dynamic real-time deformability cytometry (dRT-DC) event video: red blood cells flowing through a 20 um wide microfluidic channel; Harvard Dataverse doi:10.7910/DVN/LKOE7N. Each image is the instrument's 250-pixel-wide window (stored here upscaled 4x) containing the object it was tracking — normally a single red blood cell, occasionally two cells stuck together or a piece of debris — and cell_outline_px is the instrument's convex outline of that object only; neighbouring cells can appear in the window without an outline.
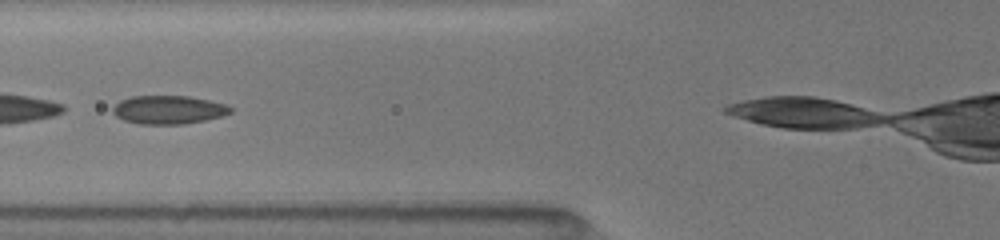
{"species": "common noctule bat (a hibernating species)", "species_latin": "Nyctalus noctula", "temperature_condition": "room temperature", "stored_images_in_passage": 20, "camera_frame_rate_fps": 3000, "um_per_image_px": 0.085, "animal": {"sex": "female", "body_mass_g": 19.5, "forearm_length_mm": 54.1}, "frame": {"image": 1, "passage_image": 12, "time_ms": 2.0, "image_size_px": [1000, 240], "cell_outline_px": [[232, 112], [220, 116], [204, 120], [184, 124], [140, 124], [124, 120], [116, 116], [112, 112], [112, 108], [120, 100], [132, 96], [188, 96], [224, 104], [232, 108]], "centroid_in_image_um": [14.28, 9.33], "position_along_channel_um": 111.5, "area_um2": 19.31}}
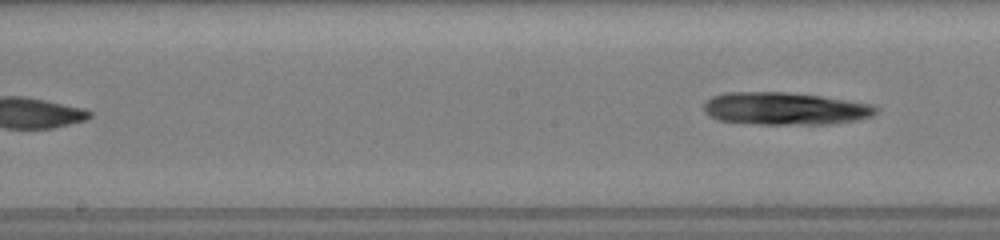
{"frame": {"image": 2, "passage_image": 20, "time_ms": 5.333, "image_size_px": [1000, 240], "cell_outline_px": [[876, 112], [868, 116], [852, 120], [828, 124], [760, 124], [720, 120], [712, 116], [704, 108], [704, 104], [712, 96], [724, 92], [788, 92], [820, 96], [868, 104], [876, 108]], "centroid_in_image_um": [66.66, 9.22], "position_along_channel_um": 181.5, "area_um2": 31.85}}